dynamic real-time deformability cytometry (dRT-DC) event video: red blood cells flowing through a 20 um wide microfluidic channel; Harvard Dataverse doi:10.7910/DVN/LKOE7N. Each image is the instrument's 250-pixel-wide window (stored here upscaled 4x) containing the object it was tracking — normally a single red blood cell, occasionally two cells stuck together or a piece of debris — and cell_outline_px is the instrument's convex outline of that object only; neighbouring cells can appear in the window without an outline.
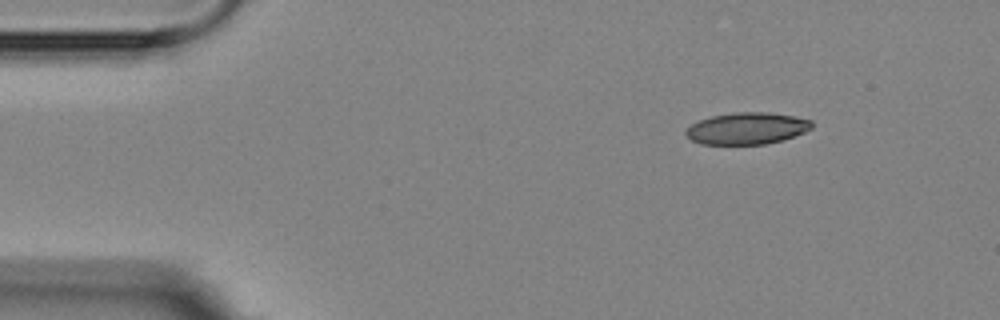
{"species": "Egyptian fruit bat (a non-hibernating species)", "species_latin": "Rousettus aegyptiacus", "temperature_condition": "room temperature", "stored_images_in_passage": 5, "camera_frame_rate_fps": 3000, "um_per_image_px": 0.085, "animal": {"sex": "female"}, "frame": {"image": 1, "passage_image": 1, "time_ms": 0.0, "image_size_px": [1000, 320], "cell_outline_px": [[812, 128], [804, 132], [784, 140], [764, 144], [700, 144], [692, 140], [684, 132], [692, 124], [700, 120], [712, 116], [732, 112], [768, 112], [792, 116], [812, 120]], "centroid_in_image_um": [63.5, 10.91], "position_along_channel_um": 21.5, "area_um2": 23.24}}
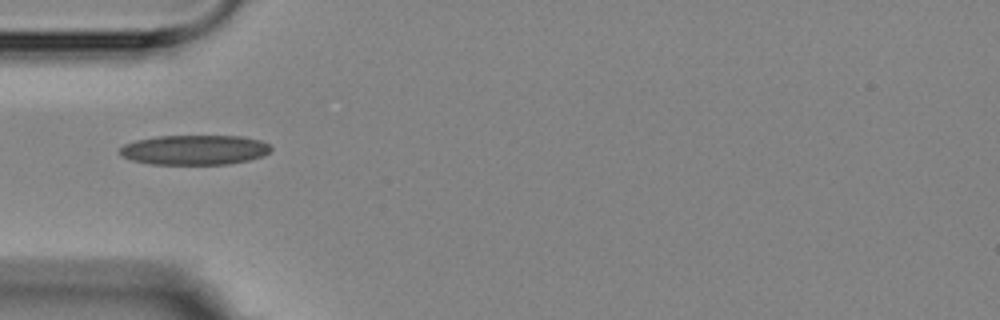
{"frame": {"image": 2, "passage_image": 4, "time_ms": 3.333, "image_size_px": [1000, 320], "cell_outline_px": [[272, 148], [264, 156], [248, 160], [228, 164], [152, 164], [132, 160], [120, 156], [120, 148], [124, 144], [136, 140], [156, 136], [240, 136], [260, 140], [268, 144]], "centroid_in_image_um": [16.52, 12.74], "position_along_channel_um": 68.5, "area_um2": 26.24}}
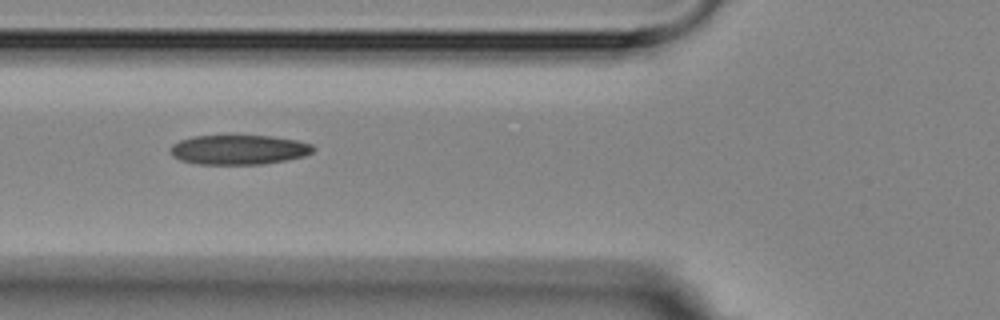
{"frame": {"image": 3, "passage_image": 5, "time_ms": 4.333, "image_size_px": [1000, 320], "cell_outline_px": [[316, 148], [312, 152], [304, 156], [264, 164], [200, 164], [180, 160], [172, 156], [168, 148], [172, 144], [180, 140], [192, 136], [228, 132], [236, 132], [272, 136], [296, 140], [312, 144]], "centroid_in_image_um": [20.25, 12.66], "position_along_channel_um": 105.6, "area_um2": 25.95}}